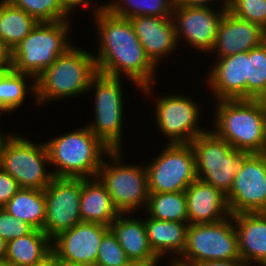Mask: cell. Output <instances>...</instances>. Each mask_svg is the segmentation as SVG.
I'll list each match as a JSON object with an SVG mask.
<instances>
[{"label":"cell","mask_w":266,"mask_h":266,"mask_svg":"<svg viewBox=\"0 0 266 266\" xmlns=\"http://www.w3.org/2000/svg\"><path fill=\"white\" fill-rule=\"evenodd\" d=\"M94 10L100 35L99 52L94 56L98 72L114 77H121L123 72L149 96L156 66L146 55L130 20L111 15L104 5Z\"/></svg>","instance_id":"cell-1"},{"label":"cell","mask_w":266,"mask_h":266,"mask_svg":"<svg viewBox=\"0 0 266 266\" xmlns=\"http://www.w3.org/2000/svg\"><path fill=\"white\" fill-rule=\"evenodd\" d=\"M213 132L234 149L266 153V100H218Z\"/></svg>","instance_id":"cell-2"},{"label":"cell","mask_w":266,"mask_h":266,"mask_svg":"<svg viewBox=\"0 0 266 266\" xmlns=\"http://www.w3.org/2000/svg\"><path fill=\"white\" fill-rule=\"evenodd\" d=\"M93 55L73 46L60 55L35 79L37 103L75 97L89 90L93 77L98 73Z\"/></svg>","instance_id":"cell-3"},{"label":"cell","mask_w":266,"mask_h":266,"mask_svg":"<svg viewBox=\"0 0 266 266\" xmlns=\"http://www.w3.org/2000/svg\"><path fill=\"white\" fill-rule=\"evenodd\" d=\"M51 164L57 166L54 177L95 178L109 149L85 127L45 142ZM102 157V158H101Z\"/></svg>","instance_id":"cell-4"},{"label":"cell","mask_w":266,"mask_h":266,"mask_svg":"<svg viewBox=\"0 0 266 266\" xmlns=\"http://www.w3.org/2000/svg\"><path fill=\"white\" fill-rule=\"evenodd\" d=\"M70 22H38L10 52V68L36 79L72 45L67 41Z\"/></svg>","instance_id":"cell-5"},{"label":"cell","mask_w":266,"mask_h":266,"mask_svg":"<svg viewBox=\"0 0 266 266\" xmlns=\"http://www.w3.org/2000/svg\"><path fill=\"white\" fill-rule=\"evenodd\" d=\"M190 145L195 156L197 179L227 195L243 160L250 153L234 149L213 131L200 134Z\"/></svg>","instance_id":"cell-6"},{"label":"cell","mask_w":266,"mask_h":266,"mask_svg":"<svg viewBox=\"0 0 266 266\" xmlns=\"http://www.w3.org/2000/svg\"><path fill=\"white\" fill-rule=\"evenodd\" d=\"M232 221L233 215H230L227 220L189 225L182 258L171 261L184 266H197L205 261L241 259L238 235Z\"/></svg>","instance_id":"cell-7"},{"label":"cell","mask_w":266,"mask_h":266,"mask_svg":"<svg viewBox=\"0 0 266 266\" xmlns=\"http://www.w3.org/2000/svg\"><path fill=\"white\" fill-rule=\"evenodd\" d=\"M49 155L45 143L33 144L21 136L1 134L0 168L11 175L20 188L44 190L53 180L46 172Z\"/></svg>","instance_id":"cell-8"},{"label":"cell","mask_w":266,"mask_h":266,"mask_svg":"<svg viewBox=\"0 0 266 266\" xmlns=\"http://www.w3.org/2000/svg\"><path fill=\"white\" fill-rule=\"evenodd\" d=\"M121 150H111L107 157L113 164L104 162L98 170L97 178L105 186L112 198L113 204L120 214L130 213L141 206L146 207L149 191L145 167L124 165L121 163ZM140 206V207H139Z\"/></svg>","instance_id":"cell-9"},{"label":"cell","mask_w":266,"mask_h":266,"mask_svg":"<svg viewBox=\"0 0 266 266\" xmlns=\"http://www.w3.org/2000/svg\"><path fill=\"white\" fill-rule=\"evenodd\" d=\"M122 77L98 72L92 79L89 90L95 88V121L87 127L109 149L122 150L121 134L123 118Z\"/></svg>","instance_id":"cell-10"},{"label":"cell","mask_w":266,"mask_h":266,"mask_svg":"<svg viewBox=\"0 0 266 266\" xmlns=\"http://www.w3.org/2000/svg\"><path fill=\"white\" fill-rule=\"evenodd\" d=\"M167 145L146 166L149 193L185 191L197 179L195 156L190 143Z\"/></svg>","instance_id":"cell-11"},{"label":"cell","mask_w":266,"mask_h":266,"mask_svg":"<svg viewBox=\"0 0 266 266\" xmlns=\"http://www.w3.org/2000/svg\"><path fill=\"white\" fill-rule=\"evenodd\" d=\"M82 178L54 177L44 189L46 217L43 232L52 240L81 222Z\"/></svg>","instance_id":"cell-12"},{"label":"cell","mask_w":266,"mask_h":266,"mask_svg":"<svg viewBox=\"0 0 266 266\" xmlns=\"http://www.w3.org/2000/svg\"><path fill=\"white\" fill-rule=\"evenodd\" d=\"M231 215L266 212V153H250L226 195Z\"/></svg>","instance_id":"cell-13"},{"label":"cell","mask_w":266,"mask_h":266,"mask_svg":"<svg viewBox=\"0 0 266 266\" xmlns=\"http://www.w3.org/2000/svg\"><path fill=\"white\" fill-rule=\"evenodd\" d=\"M170 95L157 101L156 123L169 143H190L206 132L198 127L199 109L197 104L186 96Z\"/></svg>","instance_id":"cell-14"},{"label":"cell","mask_w":266,"mask_h":266,"mask_svg":"<svg viewBox=\"0 0 266 266\" xmlns=\"http://www.w3.org/2000/svg\"><path fill=\"white\" fill-rule=\"evenodd\" d=\"M227 9L222 8L220 12L216 13L209 5L188 6L176 4L172 20L175 22L177 40H181L183 35L184 39L193 48L205 50L207 53L210 52L215 43L217 28Z\"/></svg>","instance_id":"cell-15"},{"label":"cell","mask_w":266,"mask_h":266,"mask_svg":"<svg viewBox=\"0 0 266 266\" xmlns=\"http://www.w3.org/2000/svg\"><path fill=\"white\" fill-rule=\"evenodd\" d=\"M108 230L106 225L81 221L52 239V251L65 263L95 266L102 237Z\"/></svg>","instance_id":"cell-16"},{"label":"cell","mask_w":266,"mask_h":266,"mask_svg":"<svg viewBox=\"0 0 266 266\" xmlns=\"http://www.w3.org/2000/svg\"><path fill=\"white\" fill-rule=\"evenodd\" d=\"M266 41V31L260 25L240 19L228 9L224 13L219 26L212 52L217 51L219 57L232 56L249 51Z\"/></svg>","instance_id":"cell-17"},{"label":"cell","mask_w":266,"mask_h":266,"mask_svg":"<svg viewBox=\"0 0 266 266\" xmlns=\"http://www.w3.org/2000/svg\"><path fill=\"white\" fill-rule=\"evenodd\" d=\"M146 55L156 66L177 47L172 17L137 16L129 19Z\"/></svg>","instance_id":"cell-18"},{"label":"cell","mask_w":266,"mask_h":266,"mask_svg":"<svg viewBox=\"0 0 266 266\" xmlns=\"http://www.w3.org/2000/svg\"><path fill=\"white\" fill-rule=\"evenodd\" d=\"M208 84L218 100L247 99V51L217 59Z\"/></svg>","instance_id":"cell-19"},{"label":"cell","mask_w":266,"mask_h":266,"mask_svg":"<svg viewBox=\"0 0 266 266\" xmlns=\"http://www.w3.org/2000/svg\"><path fill=\"white\" fill-rule=\"evenodd\" d=\"M184 193L189 225L214 223L231 215L226 195L210 184L196 179Z\"/></svg>","instance_id":"cell-20"},{"label":"cell","mask_w":266,"mask_h":266,"mask_svg":"<svg viewBox=\"0 0 266 266\" xmlns=\"http://www.w3.org/2000/svg\"><path fill=\"white\" fill-rule=\"evenodd\" d=\"M233 223L240 258L248 264L266 266V212L238 213L233 215Z\"/></svg>","instance_id":"cell-21"},{"label":"cell","mask_w":266,"mask_h":266,"mask_svg":"<svg viewBox=\"0 0 266 266\" xmlns=\"http://www.w3.org/2000/svg\"><path fill=\"white\" fill-rule=\"evenodd\" d=\"M122 216L123 214H120L110 224L109 229L116 236L128 259L157 266L160 259L149 245L144 221L135 217L124 219Z\"/></svg>","instance_id":"cell-22"},{"label":"cell","mask_w":266,"mask_h":266,"mask_svg":"<svg viewBox=\"0 0 266 266\" xmlns=\"http://www.w3.org/2000/svg\"><path fill=\"white\" fill-rule=\"evenodd\" d=\"M80 203L81 221L84 222L99 223L109 227L120 215L109 192L97 177L93 180L82 178Z\"/></svg>","instance_id":"cell-23"},{"label":"cell","mask_w":266,"mask_h":266,"mask_svg":"<svg viewBox=\"0 0 266 266\" xmlns=\"http://www.w3.org/2000/svg\"><path fill=\"white\" fill-rule=\"evenodd\" d=\"M144 224L149 245L158 258L169 251L181 256L186 245L188 222L163 221L148 217Z\"/></svg>","instance_id":"cell-24"},{"label":"cell","mask_w":266,"mask_h":266,"mask_svg":"<svg viewBox=\"0 0 266 266\" xmlns=\"http://www.w3.org/2000/svg\"><path fill=\"white\" fill-rule=\"evenodd\" d=\"M52 240L40 229L7 242L4 264L32 266L52 251Z\"/></svg>","instance_id":"cell-25"},{"label":"cell","mask_w":266,"mask_h":266,"mask_svg":"<svg viewBox=\"0 0 266 266\" xmlns=\"http://www.w3.org/2000/svg\"><path fill=\"white\" fill-rule=\"evenodd\" d=\"M38 21L8 0L0 2V41L11 52Z\"/></svg>","instance_id":"cell-26"},{"label":"cell","mask_w":266,"mask_h":266,"mask_svg":"<svg viewBox=\"0 0 266 266\" xmlns=\"http://www.w3.org/2000/svg\"><path fill=\"white\" fill-rule=\"evenodd\" d=\"M3 209L14 218L43 230L46 217L44 190L20 188Z\"/></svg>","instance_id":"cell-27"},{"label":"cell","mask_w":266,"mask_h":266,"mask_svg":"<svg viewBox=\"0 0 266 266\" xmlns=\"http://www.w3.org/2000/svg\"><path fill=\"white\" fill-rule=\"evenodd\" d=\"M120 1V2H119ZM104 5L111 15L130 19L137 16L172 17L176 0H119ZM125 5V6H124Z\"/></svg>","instance_id":"cell-28"},{"label":"cell","mask_w":266,"mask_h":266,"mask_svg":"<svg viewBox=\"0 0 266 266\" xmlns=\"http://www.w3.org/2000/svg\"><path fill=\"white\" fill-rule=\"evenodd\" d=\"M149 217L163 221L188 222L187 201L184 191L149 193Z\"/></svg>","instance_id":"cell-29"},{"label":"cell","mask_w":266,"mask_h":266,"mask_svg":"<svg viewBox=\"0 0 266 266\" xmlns=\"http://www.w3.org/2000/svg\"><path fill=\"white\" fill-rule=\"evenodd\" d=\"M26 79L33 80L29 88L35 96V79L31 75L12 68L0 71V112H12L23 104L28 89Z\"/></svg>","instance_id":"cell-30"},{"label":"cell","mask_w":266,"mask_h":266,"mask_svg":"<svg viewBox=\"0 0 266 266\" xmlns=\"http://www.w3.org/2000/svg\"><path fill=\"white\" fill-rule=\"evenodd\" d=\"M247 99L266 100V41L247 51Z\"/></svg>","instance_id":"cell-31"},{"label":"cell","mask_w":266,"mask_h":266,"mask_svg":"<svg viewBox=\"0 0 266 266\" xmlns=\"http://www.w3.org/2000/svg\"><path fill=\"white\" fill-rule=\"evenodd\" d=\"M23 9L38 22H59L66 20L71 12L62 0H8Z\"/></svg>","instance_id":"cell-32"},{"label":"cell","mask_w":266,"mask_h":266,"mask_svg":"<svg viewBox=\"0 0 266 266\" xmlns=\"http://www.w3.org/2000/svg\"><path fill=\"white\" fill-rule=\"evenodd\" d=\"M129 262L116 236L109 229L102 237L95 266H125Z\"/></svg>","instance_id":"cell-33"},{"label":"cell","mask_w":266,"mask_h":266,"mask_svg":"<svg viewBox=\"0 0 266 266\" xmlns=\"http://www.w3.org/2000/svg\"><path fill=\"white\" fill-rule=\"evenodd\" d=\"M228 10L236 17L266 30V0H230Z\"/></svg>","instance_id":"cell-34"},{"label":"cell","mask_w":266,"mask_h":266,"mask_svg":"<svg viewBox=\"0 0 266 266\" xmlns=\"http://www.w3.org/2000/svg\"><path fill=\"white\" fill-rule=\"evenodd\" d=\"M35 229L29 222L18 220L0 208V237L6 242L28 235Z\"/></svg>","instance_id":"cell-35"},{"label":"cell","mask_w":266,"mask_h":266,"mask_svg":"<svg viewBox=\"0 0 266 266\" xmlns=\"http://www.w3.org/2000/svg\"><path fill=\"white\" fill-rule=\"evenodd\" d=\"M19 189L17 181L0 168V208H3Z\"/></svg>","instance_id":"cell-36"},{"label":"cell","mask_w":266,"mask_h":266,"mask_svg":"<svg viewBox=\"0 0 266 266\" xmlns=\"http://www.w3.org/2000/svg\"><path fill=\"white\" fill-rule=\"evenodd\" d=\"M32 266H65V262L61 261L58 256L51 251L42 260Z\"/></svg>","instance_id":"cell-37"},{"label":"cell","mask_w":266,"mask_h":266,"mask_svg":"<svg viewBox=\"0 0 266 266\" xmlns=\"http://www.w3.org/2000/svg\"><path fill=\"white\" fill-rule=\"evenodd\" d=\"M197 266H251L248 263L244 262L242 259L238 260H227V261H205Z\"/></svg>","instance_id":"cell-38"},{"label":"cell","mask_w":266,"mask_h":266,"mask_svg":"<svg viewBox=\"0 0 266 266\" xmlns=\"http://www.w3.org/2000/svg\"><path fill=\"white\" fill-rule=\"evenodd\" d=\"M212 0H176V4H183L188 6H207L208 2ZM222 8H229L230 0L222 1Z\"/></svg>","instance_id":"cell-39"},{"label":"cell","mask_w":266,"mask_h":266,"mask_svg":"<svg viewBox=\"0 0 266 266\" xmlns=\"http://www.w3.org/2000/svg\"><path fill=\"white\" fill-rule=\"evenodd\" d=\"M10 68V52L0 41V71Z\"/></svg>","instance_id":"cell-40"},{"label":"cell","mask_w":266,"mask_h":266,"mask_svg":"<svg viewBox=\"0 0 266 266\" xmlns=\"http://www.w3.org/2000/svg\"><path fill=\"white\" fill-rule=\"evenodd\" d=\"M66 8L72 12V9L76 6H79V4H84V6L90 5V3L87 0H62Z\"/></svg>","instance_id":"cell-41"},{"label":"cell","mask_w":266,"mask_h":266,"mask_svg":"<svg viewBox=\"0 0 266 266\" xmlns=\"http://www.w3.org/2000/svg\"><path fill=\"white\" fill-rule=\"evenodd\" d=\"M7 253V242L0 237V265L4 264Z\"/></svg>","instance_id":"cell-42"},{"label":"cell","mask_w":266,"mask_h":266,"mask_svg":"<svg viewBox=\"0 0 266 266\" xmlns=\"http://www.w3.org/2000/svg\"><path fill=\"white\" fill-rule=\"evenodd\" d=\"M125 266H151L149 264L146 263H141V262H132L130 261L127 265Z\"/></svg>","instance_id":"cell-43"},{"label":"cell","mask_w":266,"mask_h":266,"mask_svg":"<svg viewBox=\"0 0 266 266\" xmlns=\"http://www.w3.org/2000/svg\"><path fill=\"white\" fill-rule=\"evenodd\" d=\"M65 266H91V265L65 263Z\"/></svg>","instance_id":"cell-44"},{"label":"cell","mask_w":266,"mask_h":266,"mask_svg":"<svg viewBox=\"0 0 266 266\" xmlns=\"http://www.w3.org/2000/svg\"><path fill=\"white\" fill-rule=\"evenodd\" d=\"M170 266H184V265L179 264V263H177V262H175V261H171Z\"/></svg>","instance_id":"cell-45"},{"label":"cell","mask_w":266,"mask_h":266,"mask_svg":"<svg viewBox=\"0 0 266 266\" xmlns=\"http://www.w3.org/2000/svg\"><path fill=\"white\" fill-rule=\"evenodd\" d=\"M1 133L2 132H0V155H1Z\"/></svg>","instance_id":"cell-46"}]
</instances>
